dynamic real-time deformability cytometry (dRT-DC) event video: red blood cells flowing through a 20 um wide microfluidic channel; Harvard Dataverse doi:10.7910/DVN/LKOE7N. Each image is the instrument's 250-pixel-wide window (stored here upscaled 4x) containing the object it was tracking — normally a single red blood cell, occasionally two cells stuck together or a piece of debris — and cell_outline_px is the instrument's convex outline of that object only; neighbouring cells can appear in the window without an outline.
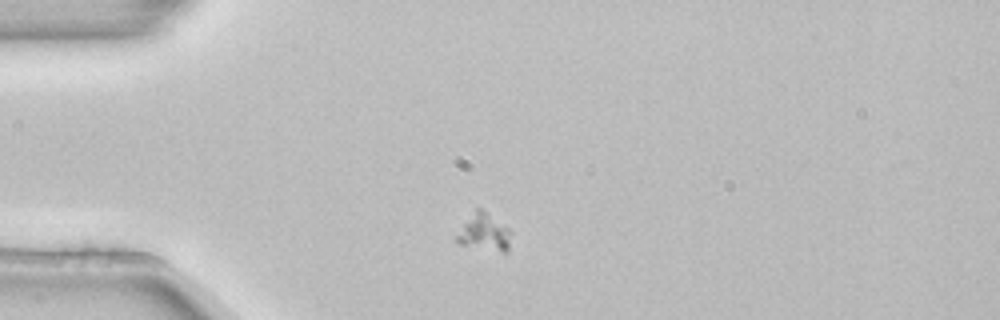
{"species": "common noctule bat (a hibernating species)", "species_latin": "Nyctalus noctula", "temperature_condition": "room temperature", "stored_images_in_passage": 1, "camera_frame_rate_fps": 3000, "um_per_image_px": 0.085, "animal": {"sex": "female", "body_mass_g": 22.7, "forearm_length_mm": 54.2}, "frame": {"image": 1, "passage_image": 1, "time_ms": 0.0, "image_size_px": [1000, 320], "cell_outline_px": [[512, 232], [508, 252], [500, 252], [460, 244], [456, 240], [456, 236], [464, 224], [476, 208], [480, 208], [512, 228]], "centroid_in_image_um": [41.24, 19.76], "position_along_channel_um": 43.8, "area_um2": 11.79}}